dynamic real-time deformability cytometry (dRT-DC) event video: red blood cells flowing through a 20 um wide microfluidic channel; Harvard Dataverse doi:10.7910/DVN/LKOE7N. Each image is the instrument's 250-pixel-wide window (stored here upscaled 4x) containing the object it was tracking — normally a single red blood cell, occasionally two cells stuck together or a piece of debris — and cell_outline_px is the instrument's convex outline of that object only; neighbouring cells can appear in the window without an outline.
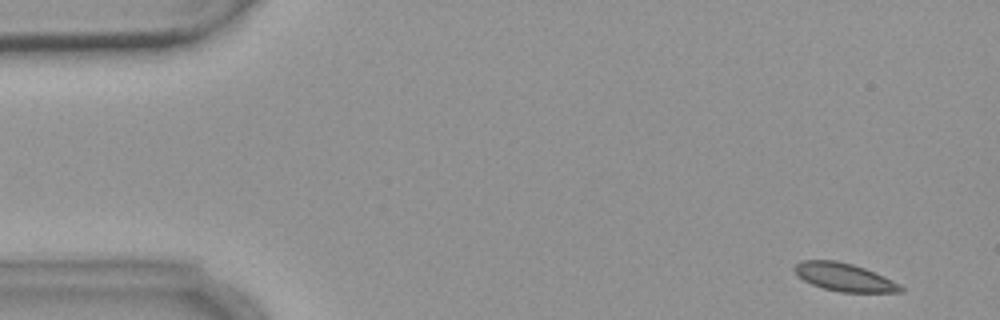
{"species": "common noctule bat (a hibernating species)", "species_latin": "Nyctalus noctula", "temperature_condition": "warm", "stored_images_in_passage": 4, "camera_frame_rate_fps": 3000, "um_per_image_px": 0.085, "animal": {"sex": "female", "body_mass_g": 18.4}, "frame": {"image": 1, "passage_image": 1, "time_ms": 0.0, "image_size_px": [1000, 320], "cell_outline_px": [[904, 292], [840, 292], [824, 288], [812, 284], [804, 280], [792, 268], [800, 260], [836, 260], [852, 264], [864, 268], [900, 284], [904, 288]], "centroid_in_image_um": [71.76, 23.55], "position_along_channel_um": 13.2, "area_um2": 17.11}}